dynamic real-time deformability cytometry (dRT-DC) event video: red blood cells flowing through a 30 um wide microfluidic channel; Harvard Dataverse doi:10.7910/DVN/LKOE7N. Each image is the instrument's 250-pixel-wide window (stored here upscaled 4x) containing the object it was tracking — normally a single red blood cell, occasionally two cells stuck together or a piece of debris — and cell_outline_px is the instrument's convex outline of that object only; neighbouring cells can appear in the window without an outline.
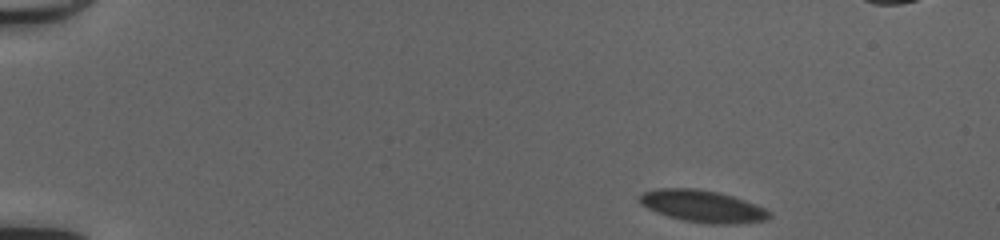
{"species": "common noctule bat (a hibernating species)", "species_latin": "Nyctalus noctula", "temperature_condition": "cold", "stored_images_in_passage": 48, "camera_frame_rate_fps": 3000, "um_per_image_px": 0.085, "animal": {"sex": "female", "body_mass_g": 20.0, "forearm_length_mm": 54.0}, "frame": {"image": 1, "passage_image": 1, "time_ms": 0.0, "image_size_px": [1000, 240], "cell_outline_px": [[772, 216], [764, 220], [728, 224], [712, 224], [684, 220], [668, 216], [656, 212], [640, 204], [640, 196], [644, 192], [656, 188], [696, 188], [716, 192], [732, 196], [744, 200], [764, 208], [772, 212]], "centroid_in_image_um": [59.71, 17.52], "position_along_channel_um": 25.3, "area_um2": 23.87}}
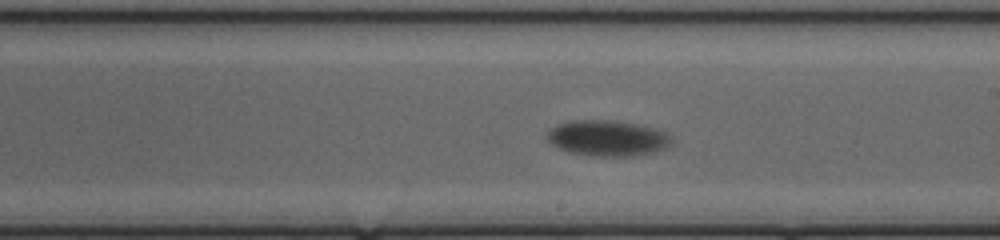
{"frame": {"image": 2, "passage_image": 26, "time_ms": 8.333, "image_size_px": [1000, 240], "cell_outline_px": [[672, 140], [664, 148], [652, 152], [632, 156], [592, 156], [568, 152], [552, 144], [544, 136], [556, 124], [572, 120], [612, 120], [636, 124], [656, 128], [664, 132]], "centroid_in_image_um": [51.58, 11.74], "position_along_channel_um": 237.4, "area_um2": 25.78}}
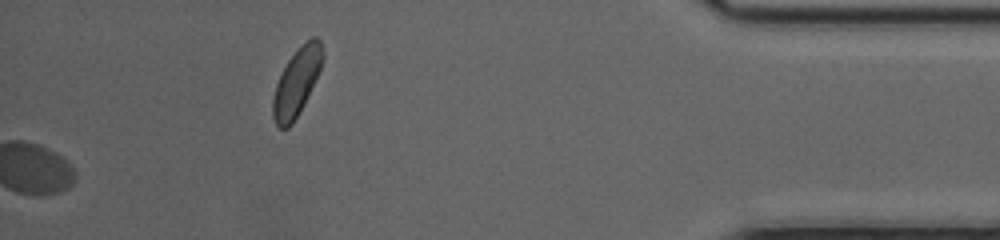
{"frame": {"image": 3, "passage_image": 48, "time_ms": 15.667, "image_size_px": [1000, 240], "cell_outline_px": [[324, 56], [320, 68], [304, 104], [292, 124], [288, 128], [280, 128], [276, 124], [272, 116], [272, 100], [276, 84], [288, 60], [300, 44], [312, 36], [316, 36], [320, 40], [324, 52]], "centroid_in_image_um": [25.21, 6.95], "position_along_channel_um": 410.0, "area_um2": 19.42}}